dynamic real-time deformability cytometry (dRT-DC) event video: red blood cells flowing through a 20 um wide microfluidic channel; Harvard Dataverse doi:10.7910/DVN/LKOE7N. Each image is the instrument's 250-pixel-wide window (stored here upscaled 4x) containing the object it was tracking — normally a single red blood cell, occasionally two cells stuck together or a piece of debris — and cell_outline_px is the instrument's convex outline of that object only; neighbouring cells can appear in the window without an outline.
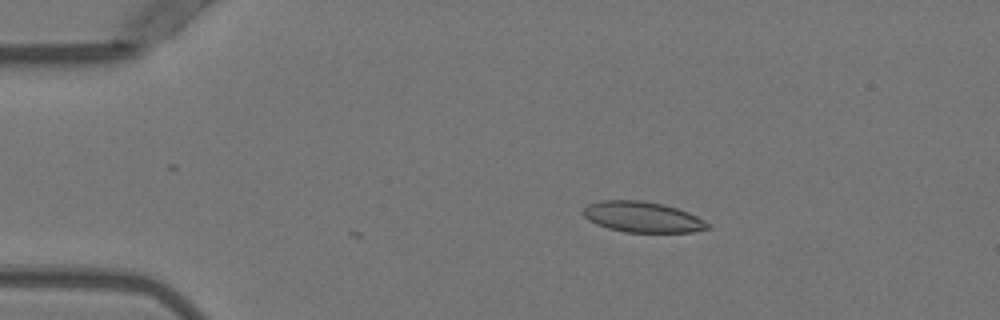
{"species": "Egyptian fruit bat (a non-hibernating species)", "species_latin": "Rousettus aegyptiacus", "temperature_condition": "warm", "stored_images_in_passage": 4, "camera_frame_rate_fps": 3000, "um_per_image_px": 0.085, "animal": {"sex": "female"}, "frame": {"image": 1, "passage_image": 2, "time_ms": 0.333, "image_size_px": [1000, 320], "cell_outline_px": [[712, 224], [708, 228], [692, 232], [624, 232], [608, 228], [596, 224], [588, 220], [580, 212], [588, 204], [600, 200], [640, 200], [664, 204], [688, 212]], "centroid_in_image_um": [54.58, 18.44], "position_along_channel_um": 30.4, "area_um2": 22.37}}